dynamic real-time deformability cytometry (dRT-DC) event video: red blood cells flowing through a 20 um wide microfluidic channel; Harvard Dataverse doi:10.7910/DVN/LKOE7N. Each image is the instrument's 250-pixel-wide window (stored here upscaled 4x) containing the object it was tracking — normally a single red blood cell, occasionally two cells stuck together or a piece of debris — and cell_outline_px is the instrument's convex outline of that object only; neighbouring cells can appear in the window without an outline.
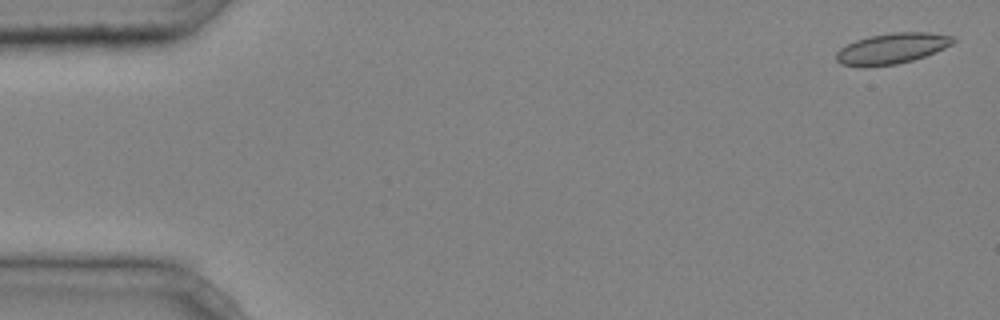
{"species": "common noctule bat (a hibernating species)", "species_latin": "Nyctalus noctula", "temperature_condition": "cold", "stored_images_in_passage": 42, "camera_frame_rate_fps": 3000, "um_per_image_px": 0.085, "animal": {"sex": "male", "body_mass_g": 20.4}, "frame": {"image": 1, "passage_image": 2, "time_ms": 0.333, "image_size_px": [1000, 320], "cell_outline_px": [[956, 40], [952, 44], [944, 48], [924, 56], [912, 60], [896, 64], [864, 68], [840, 64], [836, 60], [836, 52], [840, 48], [856, 40], [868, 36], [892, 32], [928, 32], [956, 36]], "centroid_in_image_um": [75.79, 4.12], "position_along_channel_um": 9.2, "area_um2": 21.15}}
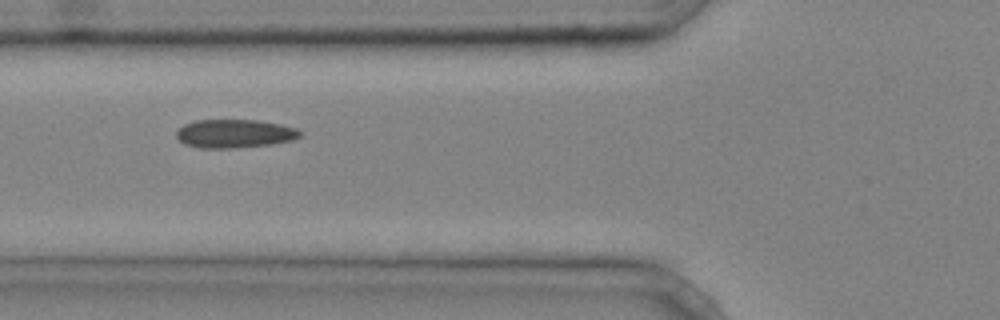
{"frame": {"image": 2, "passage_image": 18, "time_ms": 5.667, "image_size_px": [1000, 320], "cell_outline_px": [[300, 136], [292, 140], [272, 144], [236, 148], [200, 148], [184, 144], [176, 136], [176, 132], [184, 124], [196, 120], [256, 120], [280, 124], [296, 128], [300, 132]], "centroid_in_image_um": [19.92, 11.36], "position_along_channel_um": 105.9, "area_um2": 20.46}}
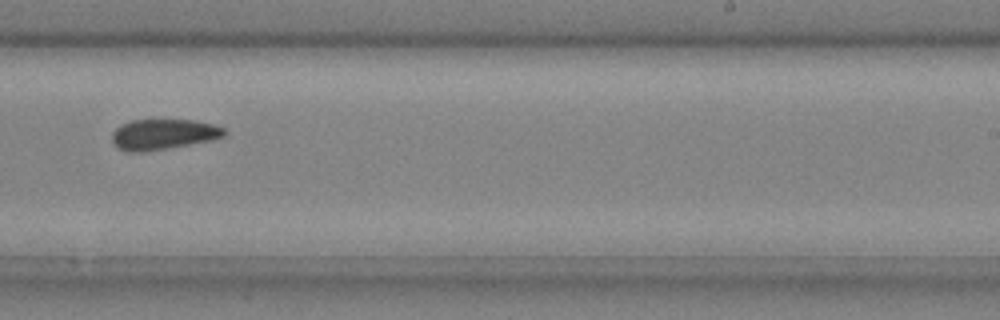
{"frame": {"image": 3, "passage_image": 30, "time_ms": 9.667, "image_size_px": [1000, 320], "cell_outline_px": [[228, 132], [224, 136], [212, 140], [168, 148], [144, 152], [128, 152], [116, 148], [112, 140], [112, 132], [120, 124], [132, 120], [192, 120], [216, 124], [224, 128]], "centroid_in_image_um": [13.88, 11.42], "position_along_channel_um": 275.1, "area_um2": 20.17}}